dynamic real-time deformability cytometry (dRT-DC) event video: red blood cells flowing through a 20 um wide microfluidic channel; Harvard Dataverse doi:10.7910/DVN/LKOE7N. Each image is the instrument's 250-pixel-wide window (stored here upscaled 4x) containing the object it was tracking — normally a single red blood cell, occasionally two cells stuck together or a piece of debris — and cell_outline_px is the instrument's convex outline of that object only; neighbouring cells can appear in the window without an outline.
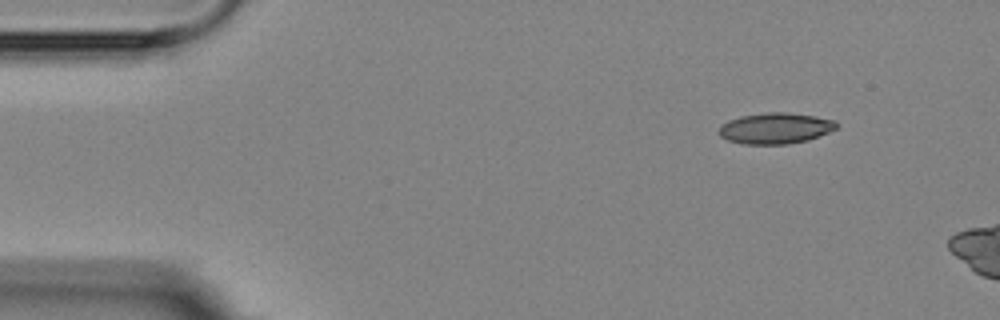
{"species": "Egyptian fruit bat (a non-hibernating species)", "species_latin": "Rousettus aegyptiacus", "temperature_condition": "room temperature", "stored_images_in_passage": 2, "camera_frame_rate_fps": 3000, "um_per_image_px": 0.085, "animal": {"sex": "female"}, "frame": {"image": 1, "passage_image": 1, "time_ms": 0.0, "image_size_px": [1000, 320], "cell_outline_px": [[840, 124], [836, 128], [828, 132], [808, 140], [788, 144], [740, 144], [728, 140], [720, 136], [716, 132], [720, 124], [728, 120], [740, 116], [768, 112], [788, 112], [816, 116], [836, 120]], "centroid_in_image_um": [65.88, 10.9], "position_along_channel_um": 19.1, "area_um2": 21.56}}